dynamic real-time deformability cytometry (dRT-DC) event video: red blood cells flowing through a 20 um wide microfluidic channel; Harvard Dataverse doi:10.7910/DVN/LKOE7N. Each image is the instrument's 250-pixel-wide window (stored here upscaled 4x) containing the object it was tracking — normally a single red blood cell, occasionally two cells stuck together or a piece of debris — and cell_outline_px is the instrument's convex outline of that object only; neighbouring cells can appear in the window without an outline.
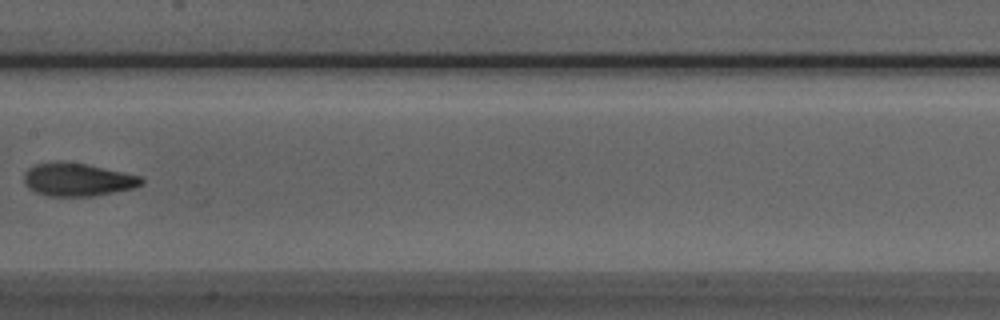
{"species": "Egyptian fruit bat (a non-hibernating species)", "species_latin": "Rousettus aegyptiacus", "temperature_condition": "room temperature", "stored_images_in_passage": 7, "camera_frame_rate_fps": 3000, "um_per_image_px": 0.085, "animal": {"sex": "male"}, "frame": {"image": 1, "passage_image": 6, "time_ms": 1.667, "image_size_px": [1000, 320], "cell_outline_px": [[144, 184], [132, 188], [96, 196], [48, 196], [36, 192], [28, 188], [24, 184], [24, 172], [28, 168], [36, 164], [56, 160], [60, 160], [88, 164], [140, 176], [144, 180]], "centroid_in_image_um": [6.56, 15.25], "position_along_channel_um": 200.8, "area_um2": 22.89}}
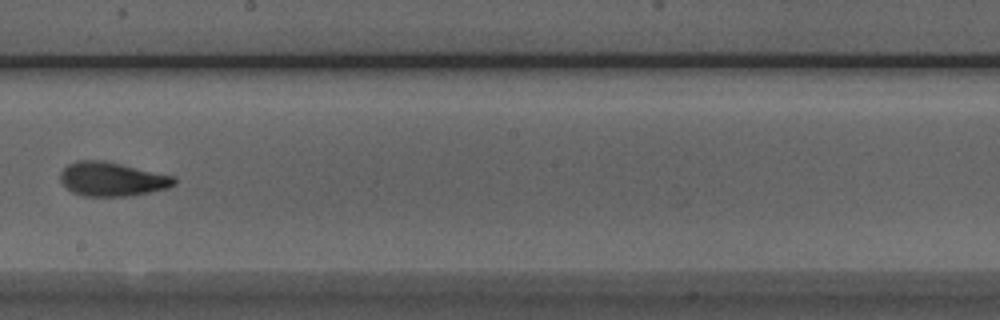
{"frame": {"image": 2, "passage_image": 7, "time_ms": 2.0, "image_size_px": [1000, 320], "cell_outline_px": [[176, 184], [168, 188], [128, 196], [84, 196], [72, 192], [60, 180], [60, 172], [68, 164], [76, 160], [104, 160], [172, 176], [176, 180]], "centroid_in_image_um": [9.49, 15.22], "position_along_channel_um": 238.7, "area_um2": 22.37}}